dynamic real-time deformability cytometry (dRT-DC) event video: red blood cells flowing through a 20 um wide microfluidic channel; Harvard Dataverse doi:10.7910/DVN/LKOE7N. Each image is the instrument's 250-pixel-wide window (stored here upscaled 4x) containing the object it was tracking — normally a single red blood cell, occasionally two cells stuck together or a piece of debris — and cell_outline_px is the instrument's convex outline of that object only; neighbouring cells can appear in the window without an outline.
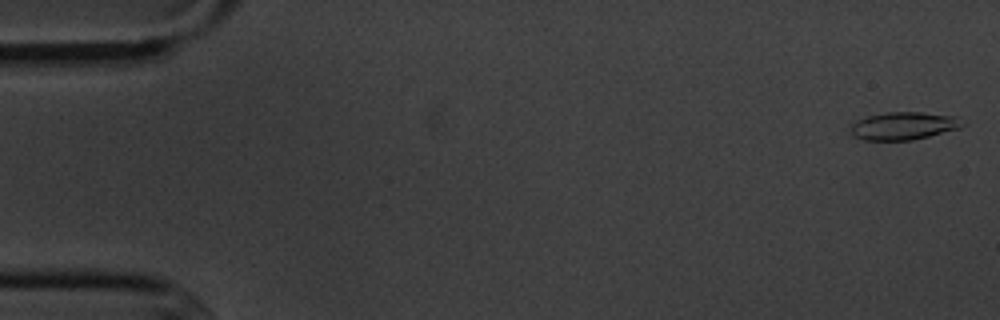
{"species": "common noctule bat (a hibernating species)", "species_latin": "Nyctalus noctula", "temperature_condition": "cold", "stored_images_in_passage": 5, "camera_frame_rate_fps": 3000, "um_per_image_px": 0.085, "animal": {"sex": "male", "body_mass_g": 20.1, "forearm_length_mm": 53.5}, "frame": {"image": 1, "passage_image": 1, "time_ms": 0.0, "image_size_px": [1000, 320], "cell_outline_px": [[968, 124], [960, 128], [912, 140], [864, 140], [852, 136], [848, 132], [848, 124], [868, 116], [888, 112], [920, 112], [956, 116]], "centroid_in_image_um": [76.77, 10.7], "position_along_channel_um": 8.2, "area_um2": 18.38}}
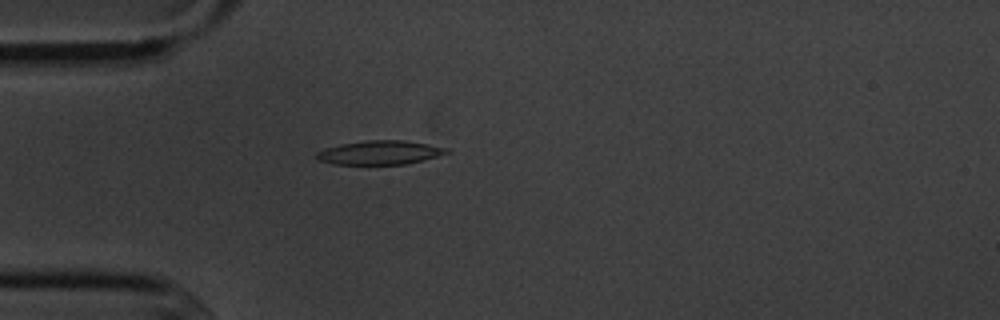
{"frame": {"image": 2, "passage_image": 5, "time_ms": 4.667, "image_size_px": [1000, 320], "cell_outline_px": [[452, 152], [424, 160], [404, 164], [332, 164], [316, 160], [316, 152], [324, 148], [340, 144], [364, 140], [404, 140], [452, 148]], "centroid_in_image_um": [32.31, 12.96], "position_along_channel_um": 52.7, "area_um2": 18.44}}